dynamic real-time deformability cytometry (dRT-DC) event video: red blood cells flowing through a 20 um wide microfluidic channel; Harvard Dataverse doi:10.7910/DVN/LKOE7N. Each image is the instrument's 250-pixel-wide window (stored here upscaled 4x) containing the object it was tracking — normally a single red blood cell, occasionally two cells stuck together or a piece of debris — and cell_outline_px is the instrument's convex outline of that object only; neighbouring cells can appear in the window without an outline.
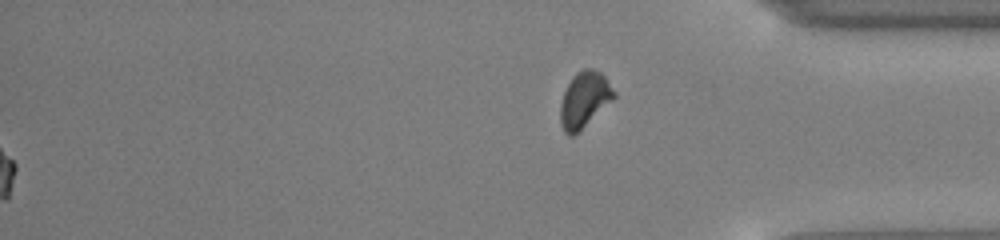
{"species": "common noctule bat (a hibernating species)", "species_latin": "Nyctalus noctula", "temperature_condition": "cold", "stored_images_in_passage": 46, "segment_of_instrument_passage": [2, 2], "camera_frame_rate_fps": 3000, "um_per_image_px": 0.085, "animal": {"sex": "male", "body_mass_g": 13.0, "forearm_length_mm": 53.1}, "frame": {"image": 1, "passage_image": 46, "time_ms": 15.0, "image_size_px": [1000, 240], "cell_outline_px": [[616, 96], [612, 100], [572, 136], [568, 136], [564, 132], [560, 124], [560, 104], [564, 92], [572, 76], [576, 72], [584, 68], [592, 68], [600, 72], [604, 76], [616, 92]], "centroid_in_image_um": [49.65, 8.44], "position_along_channel_um": 385.6, "area_um2": 17.17}}